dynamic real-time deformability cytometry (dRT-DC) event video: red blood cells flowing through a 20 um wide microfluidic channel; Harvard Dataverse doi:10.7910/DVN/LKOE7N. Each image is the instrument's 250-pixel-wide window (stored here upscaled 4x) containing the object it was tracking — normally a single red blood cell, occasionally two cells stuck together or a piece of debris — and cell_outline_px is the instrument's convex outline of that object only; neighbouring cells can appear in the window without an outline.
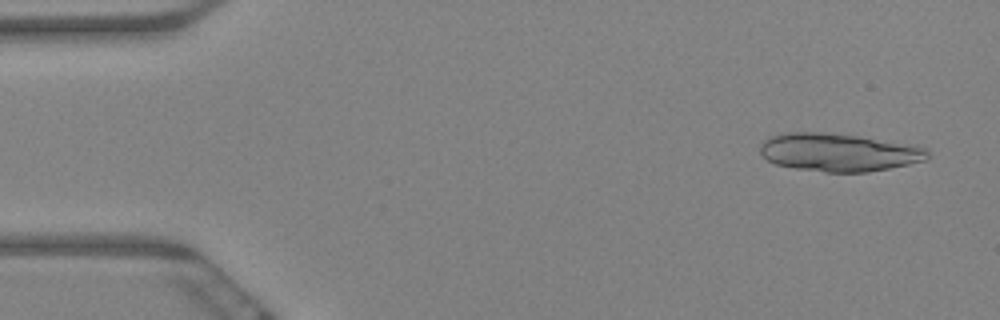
{"species": "Egyptian fruit bat (a non-hibernating species)", "species_latin": "Rousettus aegyptiacus", "temperature_condition": "warm", "stored_images_in_passage": 59, "segment_of_instrument_passage": [1, 2], "camera_frame_rate_fps": 3000, "um_per_image_px": 0.085, "animal": {"sex": "female"}, "frame": {"image": 1, "passage_image": 3, "time_ms": 0.667, "image_size_px": [1000, 320], "cell_outline_px": [[928, 160], [868, 172], [824, 172], [796, 168], [776, 164], [768, 160], [760, 152], [760, 144], [768, 136], [784, 132], [824, 132], [860, 136], [912, 144], [924, 148], [928, 152]], "centroid_in_image_um": [71.27, 12.93], "position_along_channel_um": 13.7, "area_um2": 37.22}}